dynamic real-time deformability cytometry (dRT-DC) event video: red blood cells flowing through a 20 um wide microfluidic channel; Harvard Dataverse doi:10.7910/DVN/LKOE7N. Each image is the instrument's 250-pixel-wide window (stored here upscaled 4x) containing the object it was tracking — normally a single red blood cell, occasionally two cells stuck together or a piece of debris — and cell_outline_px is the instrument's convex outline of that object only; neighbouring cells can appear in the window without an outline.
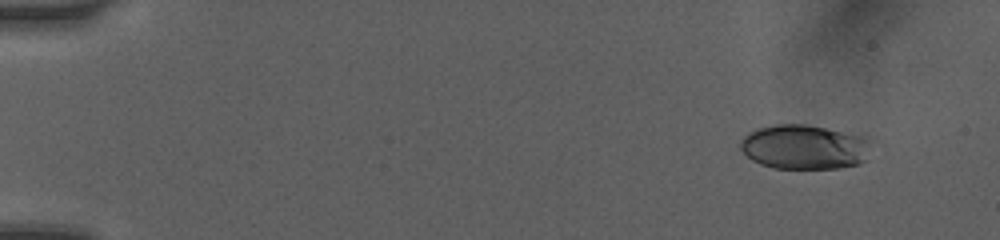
{"species": "human", "species_latin": "Homo sapiens", "temperature_condition": "room temperature", "stored_images_in_passage": 8, "camera_frame_rate_fps": 3000, "um_per_image_px": 0.085, "donor": {"sex": "female"}, "frame": {"image": 1, "passage_image": 2, "time_ms": 1.333, "image_size_px": [1000, 240], "cell_outline_px": [[872, 140], [868, 160], [860, 164], [840, 168], [772, 168], [760, 164], [752, 160], [740, 148], [740, 140], [748, 132], [760, 128], [776, 124], [808, 124], [864, 132]], "centroid_in_image_um": [68.52, 12.46], "position_along_channel_um": 16.5, "area_um2": 35.32}}
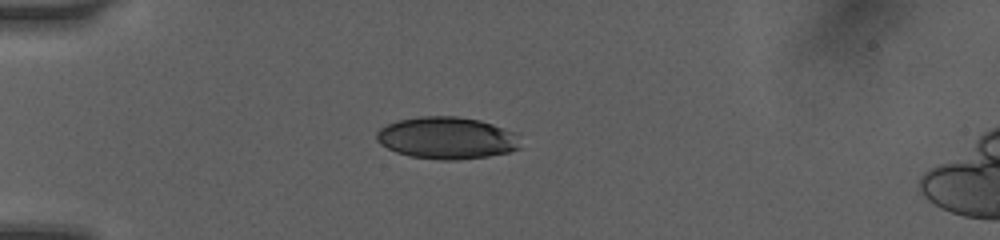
{"frame": {"image": 2, "passage_image": 6, "time_ms": 4.667, "image_size_px": [1000, 240], "cell_outline_px": [[520, 148], [508, 152], [488, 156], [456, 160], [440, 160], [412, 156], [396, 152], [380, 144], [376, 140], [376, 132], [380, 128], [396, 120], [420, 116], [456, 116], [480, 120], [492, 124], [512, 132]], "centroid_in_image_um": [37.91, 11.72], "position_along_channel_um": 47.1, "area_um2": 34.91}}
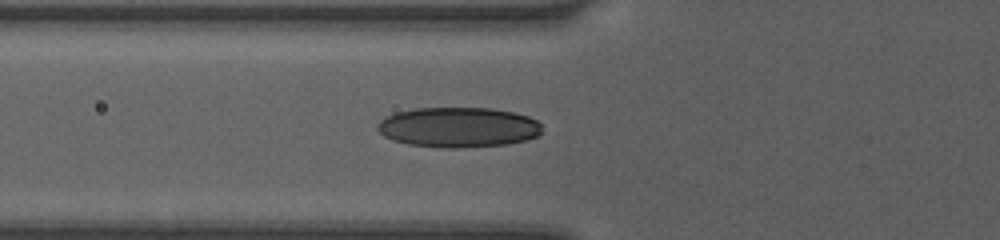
{"frame": {"image": 3, "passage_image": 8, "time_ms": 6.333, "image_size_px": [1000, 240], "cell_outline_px": [[544, 132], [528, 140], [508, 144], [460, 148], [440, 148], [408, 144], [392, 140], [384, 136], [376, 128], [376, 124], [380, 120], [396, 112], [416, 108], [492, 108], [512, 112], [528, 116], [536, 120], [540, 124]], "centroid_in_image_um": [38.97, 10.83], "position_along_channel_um": 86.8, "area_um2": 38.78}}